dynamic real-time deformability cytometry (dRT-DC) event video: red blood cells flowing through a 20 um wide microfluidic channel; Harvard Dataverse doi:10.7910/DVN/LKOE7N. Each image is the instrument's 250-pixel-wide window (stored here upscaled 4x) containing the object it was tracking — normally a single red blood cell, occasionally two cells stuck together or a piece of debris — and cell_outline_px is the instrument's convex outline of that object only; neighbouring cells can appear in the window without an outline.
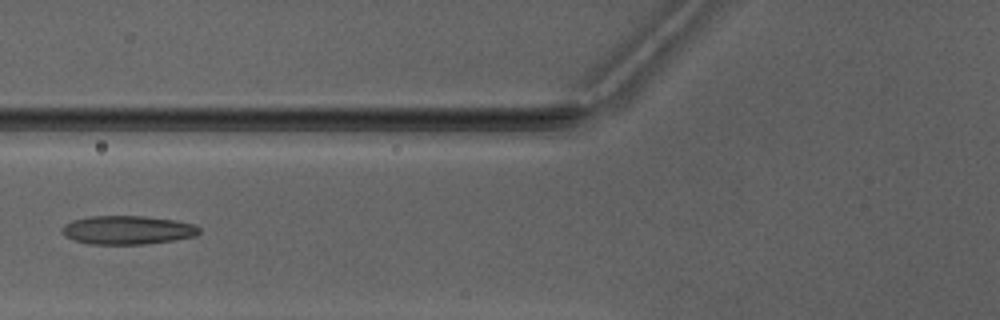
{"species": "Egyptian fruit bat (a non-hibernating species)", "species_latin": "Rousettus aegyptiacus", "temperature_condition": "warm", "stored_images_in_passage": 7, "camera_frame_rate_fps": 3000, "um_per_image_px": 0.085, "animal": {"sex": "male"}, "frame": {"image": 1, "passage_image": 7, "time_ms": 7.0, "image_size_px": [1000, 320], "cell_outline_px": [[200, 232], [196, 236], [148, 244], [88, 244], [72, 240], [64, 236], [60, 232], [64, 224], [72, 220], [92, 216], [144, 216], [176, 220], [196, 224], [200, 228]], "centroid_in_image_um": [10.83, 19.55], "position_along_channel_um": 115.0, "area_um2": 23.18}}